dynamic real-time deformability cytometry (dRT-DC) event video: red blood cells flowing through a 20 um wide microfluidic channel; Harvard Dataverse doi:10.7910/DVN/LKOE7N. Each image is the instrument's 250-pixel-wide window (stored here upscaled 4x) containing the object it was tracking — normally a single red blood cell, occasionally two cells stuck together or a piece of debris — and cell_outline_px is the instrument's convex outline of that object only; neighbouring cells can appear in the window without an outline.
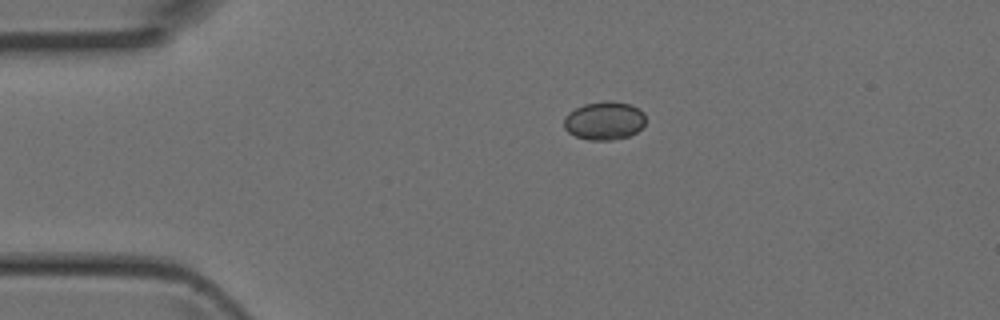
{"species": "Egyptian fruit bat (a non-hibernating species)", "species_latin": "Rousettus aegyptiacus", "temperature_condition": "room temperature", "stored_images_in_passage": 2, "camera_frame_rate_fps": 3000, "um_per_image_px": 0.085, "animal": {"sex": "female"}, "frame": {"image": 1, "passage_image": 1, "time_ms": 0.0, "image_size_px": [1000, 320], "cell_outline_px": [[644, 124], [636, 132], [628, 136], [612, 140], [588, 140], [576, 136], [568, 132], [564, 128], [564, 116], [568, 112], [584, 104], [608, 100], [612, 100], [632, 104], [644, 112]], "centroid_in_image_um": [51.35, 10.24], "position_along_channel_um": 33.6, "area_um2": 18.38}}